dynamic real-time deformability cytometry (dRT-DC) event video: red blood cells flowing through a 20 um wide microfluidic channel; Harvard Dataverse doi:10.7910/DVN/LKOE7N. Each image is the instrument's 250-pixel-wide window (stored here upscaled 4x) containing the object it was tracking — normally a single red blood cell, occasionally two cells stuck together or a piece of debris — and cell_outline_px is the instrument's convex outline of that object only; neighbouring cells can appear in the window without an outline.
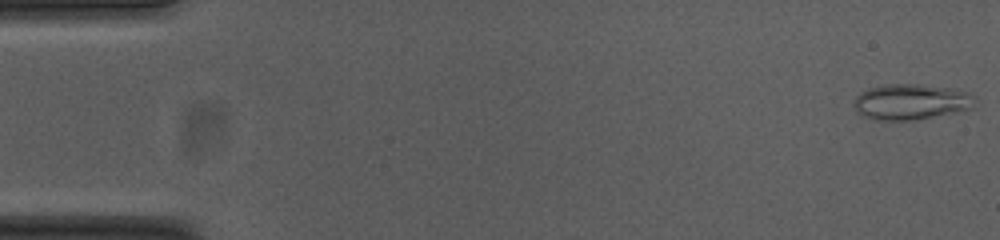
{"species": "common noctule bat (a hibernating species)", "species_latin": "Nyctalus noctula", "temperature_condition": "cold", "stored_images_in_passage": 16, "camera_frame_rate_fps": 3000, "um_per_image_px": 0.085, "animal": {"sex": "female", "body_mass_g": 23.0, "forearm_length_mm": 53.4}, "frame": {"image": 1, "passage_image": 1, "time_ms": 0.0, "image_size_px": [1000, 240], "cell_outline_px": [[976, 96], [972, 108], [912, 120], [876, 120], [864, 116], [856, 108], [852, 100], [860, 92], [868, 88], [884, 84], [920, 84], [948, 88], [968, 92]], "centroid_in_image_um": [77.4, 8.63], "position_along_channel_um": 7.6, "area_um2": 24.91}}
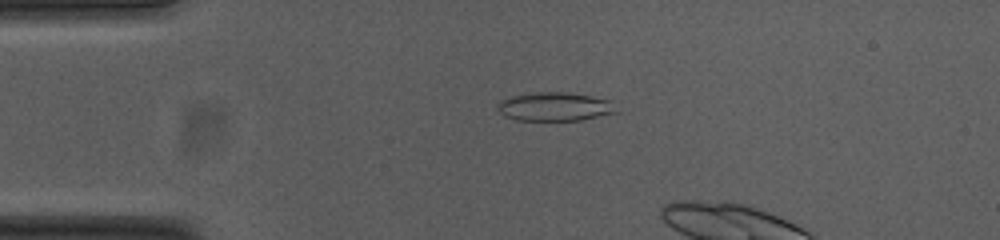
{"frame": {"image": 2, "passage_image": 12, "time_ms": 3.667, "image_size_px": [1000, 240], "cell_outline_px": [[620, 112], [580, 120], [516, 120], [504, 116], [496, 108], [496, 104], [500, 100], [508, 96], [536, 92], [564, 92], [612, 100]], "centroid_in_image_um": [47.14, 9.06], "position_along_channel_um": 37.9, "area_um2": 20.06}}